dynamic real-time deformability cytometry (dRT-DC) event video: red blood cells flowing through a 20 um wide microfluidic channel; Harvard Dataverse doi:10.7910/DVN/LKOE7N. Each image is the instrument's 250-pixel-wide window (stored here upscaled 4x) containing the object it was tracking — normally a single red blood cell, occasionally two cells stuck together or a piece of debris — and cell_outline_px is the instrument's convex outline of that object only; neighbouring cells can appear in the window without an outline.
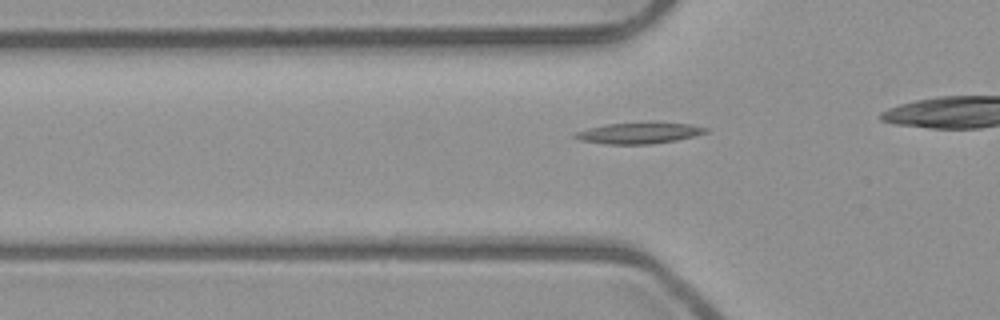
{"species": "common noctule bat (a hibernating species)", "species_latin": "Nyctalus noctula", "temperature_condition": "room temperature", "stored_images_in_passage": 30, "camera_frame_rate_fps": 3000, "um_per_image_px": 0.085, "animal": {"sex": "male", "body_mass_g": 23.1, "forearm_length_mm": 52.7}, "frame": {"image": 1, "passage_image": 6, "time_ms": 1.667, "image_size_px": [1000, 320], "cell_outline_px": [[708, 132], [676, 140], [652, 144], [608, 144], [580, 140], [572, 136], [576, 132], [588, 128], [608, 124], [692, 124], [708, 128]], "centroid_in_image_um": [54.29, 11.34], "position_along_channel_um": 71.5, "area_um2": 15.37}}
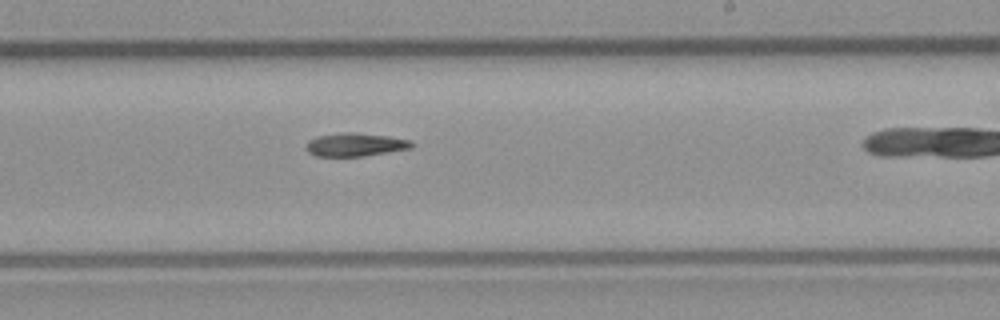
{"frame": {"image": 2, "passage_image": 20, "time_ms": 6.333, "image_size_px": [1000, 320], "cell_outline_px": [[416, 144], [412, 148], [364, 156], [316, 156], [308, 152], [304, 148], [308, 140], [316, 136], [344, 132], [352, 132], [388, 136], [412, 140]], "centroid_in_image_um": [30.2, 12.29], "position_along_channel_um": 258.8, "area_um2": 14.51}}
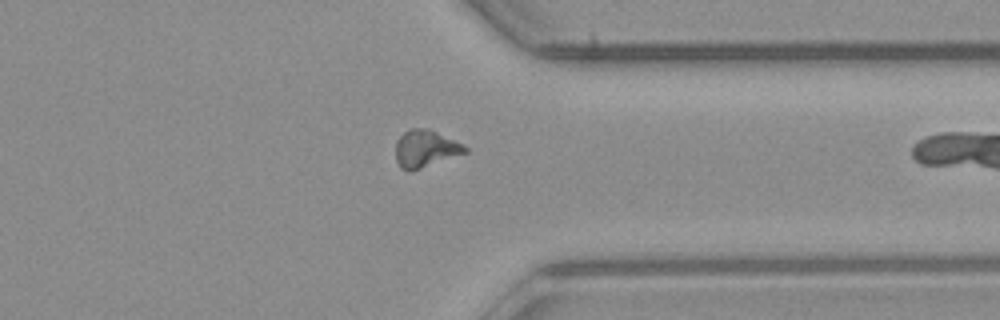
{"frame": {"image": 3, "passage_image": 29, "time_ms": 9.333, "image_size_px": [1000, 320], "cell_outline_px": [[468, 152], [408, 172], [400, 168], [396, 160], [396, 140], [408, 128], [428, 128], [468, 148]], "centroid_in_image_um": [36.11, 12.64], "position_along_channel_um": 375.3, "area_um2": 14.8}}